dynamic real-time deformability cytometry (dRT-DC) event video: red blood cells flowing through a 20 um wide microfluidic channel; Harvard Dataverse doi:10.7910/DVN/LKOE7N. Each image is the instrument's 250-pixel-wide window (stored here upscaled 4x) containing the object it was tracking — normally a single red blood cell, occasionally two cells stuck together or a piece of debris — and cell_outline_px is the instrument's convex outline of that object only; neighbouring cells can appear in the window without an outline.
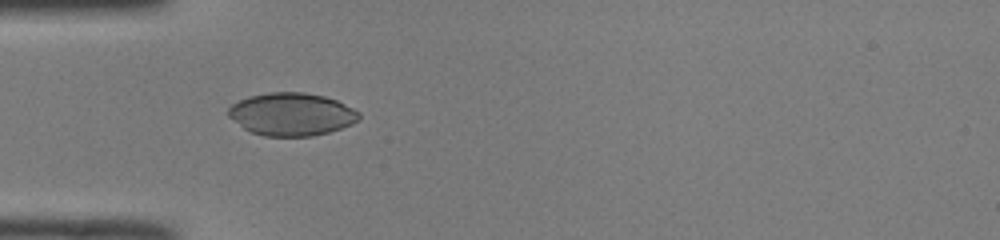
{"species": "common noctule bat (a hibernating species)", "species_latin": "Nyctalus noctula", "temperature_condition": "room temperature", "stored_images_in_passage": 31, "camera_frame_rate_fps": 3000, "um_per_image_px": 0.085, "animal": {"sex": "male", "body_mass_g": 19.0, "forearm_length_mm": 50.8}, "frame": {"image": 1, "passage_image": 1, "time_ms": 0.0, "image_size_px": [1000, 240], "cell_outline_px": [[360, 120], [352, 124], [328, 132], [312, 136], [264, 136], [252, 132], [244, 128], [228, 116], [228, 108], [232, 104], [240, 100], [252, 96], [268, 92], [304, 92], [324, 96], [336, 100], [360, 112]], "centroid_in_image_um": [24.8, 9.71], "position_along_channel_um": 60.2, "area_um2": 32.43}}
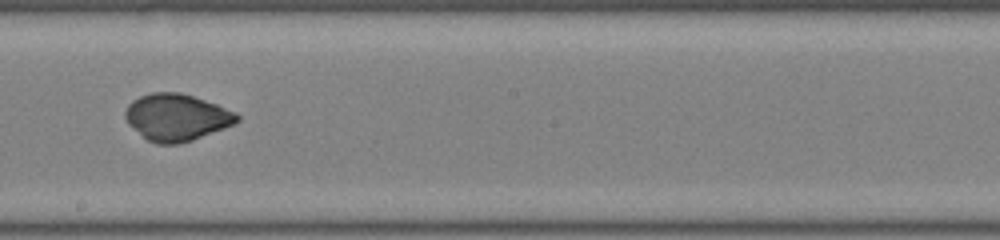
{"frame": {"image": 2, "passage_image": 14, "time_ms": 4.333, "image_size_px": [1000, 240], "cell_outline_px": [[240, 120], [224, 128], [192, 140], [180, 144], [156, 144], [148, 140], [128, 124], [124, 116], [124, 112], [128, 104], [132, 100], [140, 96], [152, 92], [180, 92], [216, 104], [236, 112], [240, 116]], "centroid_in_image_um": [14.99, 9.97], "position_along_channel_um": 233.2, "area_um2": 30.46}}
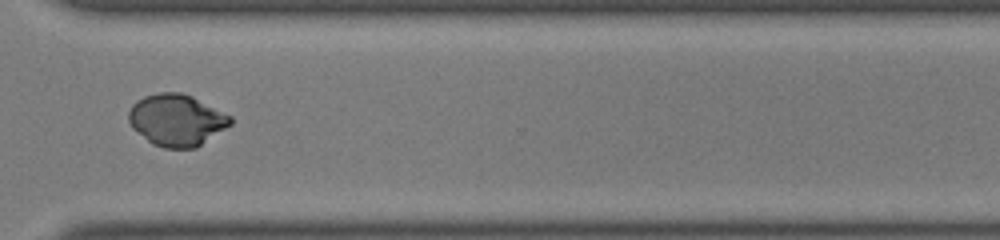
{"frame": {"image": 3, "passage_image": 23, "time_ms": 7.333, "image_size_px": [1000, 240], "cell_outline_px": [[232, 124], [196, 148], [164, 148], [152, 144], [132, 128], [128, 120], [128, 112], [132, 104], [136, 100], [144, 96], [160, 92], [180, 92], [192, 96], [232, 116]], "centroid_in_image_um": [15.0, 10.2], "position_along_channel_um": 355.6, "area_um2": 30.81}}